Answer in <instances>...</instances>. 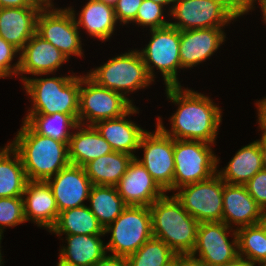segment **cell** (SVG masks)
<instances>
[{
	"instance_id": "obj_1",
	"label": "cell",
	"mask_w": 266,
	"mask_h": 266,
	"mask_svg": "<svg viewBox=\"0 0 266 266\" xmlns=\"http://www.w3.org/2000/svg\"><path fill=\"white\" fill-rule=\"evenodd\" d=\"M165 89L167 98L179 107L170 118L171 131L166 130L160 117L157 125L173 139L203 141L213 145L222 122L221 109L209 97L193 90H183L181 85Z\"/></svg>"
},
{
	"instance_id": "obj_2",
	"label": "cell",
	"mask_w": 266,
	"mask_h": 266,
	"mask_svg": "<svg viewBox=\"0 0 266 266\" xmlns=\"http://www.w3.org/2000/svg\"><path fill=\"white\" fill-rule=\"evenodd\" d=\"M10 144L20 155L28 181H46L70 164L69 142L42 136L25 121Z\"/></svg>"
},
{
	"instance_id": "obj_3",
	"label": "cell",
	"mask_w": 266,
	"mask_h": 266,
	"mask_svg": "<svg viewBox=\"0 0 266 266\" xmlns=\"http://www.w3.org/2000/svg\"><path fill=\"white\" fill-rule=\"evenodd\" d=\"M149 207L153 237L165 242L177 255H191L199 222L174 195L165 194Z\"/></svg>"
},
{
	"instance_id": "obj_4",
	"label": "cell",
	"mask_w": 266,
	"mask_h": 266,
	"mask_svg": "<svg viewBox=\"0 0 266 266\" xmlns=\"http://www.w3.org/2000/svg\"><path fill=\"white\" fill-rule=\"evenodd\" d=\"M21 78L33 102L28 114L78 115L80 76Z\"/></svg>"
},
{
	"instance_id": "obj_5",
	"label": "cell",
	"mask_w": 266,
	"mask_h": 266,
	"mask_svg": "<svg viewBox=\"0 0 266 266\" xmlns=\"http://www.w3.org/2000/svg\"><path fill=\"white\" fill-rule=\"evenodd\" d=\"M104 233H112L107 251L127 258L153 237L150 207L127 206Z\"/></svg>"
},
{
	"instance_id": "obj_6",
	"label": "cell",
	"mask_w": 266,
	"mask_h": 266,
	"mask_svg": "<svg viewBox=\"0 0 266 266\" xmlns=\"http://www.w3.org/2000/svg\"><path fill=\"white\" fill-rule=\"evenodd\" d=\"M88 76L99 86L120 93L124 97L126 93L146 88L154 81L147 72L139 50H131L109 59L89 72Z\"/></svg>"
},
{
	"instance_id": "obj_7",
	"label": "cell",
	"mask_w": 266,
	"mask_h": 266,
	"mask_svg": "<svg viewBox=\"0 0 266 266\" xmlns=\"http://www.w3.org/2000/svg\"><path fill=\"white\" fill-rule=\"evenodd\" d=\"M218 162L210 143L174 139L173 190L211 178Z\"/></svg>"
},
{
	"instance_id": "obj_8",
	"label": "cell",
	"mask_w": 266,
	"mask_h": 266,
	"mask_svg": "<svg viewBox=\"0 0 266 266\" xmlns=\"http://www.w3.org/2000/svg\"><path fill=\"white\" fill-rule=\"evenodd\" d=\"M149 30L152 37L148 45L139 52L149 76L154 80L155 67L160 70L166 87L180 86L177 78V69L181 68L180 30L171 25Z\"/></svg>"
},
{
	"instance_id": "obj_9",
	"label": "cell",
	"mask_w": 266,
	"mask_h": 266,
	"mask_svg": "<svg viewBox=\"0 0 266 266\" xmlns=\"http://www.w3.org/2000/svg\"><path fill=\"white\" fill-rule=\"evenodd\" d=\"M133 106L124 95L99 86L88 75L80 76L78 124L84 125L86 119L88 124L85 125H94L101 120L118 118Z\"/></svg>"
},
{
	"instance_id": "obj_10",
	"label": "cell",
	"mask_w": 266,
	"mask_h": 266,
	"mask_svg": "<svg viewBox=\"0 0 266 266\" xmlns=\"http://www.w3.org/2000/svg\"><path fill=\"white\" fill-rule=\"evenodd\" d=\"M170 14L179 22L169 25L180 31L224 27L240 15L224 0H174Z\"/></svg>"
},
{
	"instance_id": "obj_11",
	"label": "cell",
	"mask_w": 266,
	"mask_h": 266,
	"mask_svg": "<svg viewBox=\"0 0 266 266\" xmlns=\"http://www.w3.org/2000/svg\"><path fill=\"white\" fill-rule=\"evenodd\" d=\"M223 189L224 181L216 173L207 180L178 188L174 196L199 223L222 222Z\"/></svg>"
},
{
	"instance_id": "obj_12",
	"label": "cell",
	"mask_w": 266,
	"mask_h": 266,
	"mask_svg": "<svg viewBox=\"0 0 266 266\" xmlns=\"http://www.w3.org/2000/svg\"><path fill=\"white\" fill-rule=\"evenodd\" d=\"M138 148H143L144 156L137 160L165 192L173 190L174 139L156 124L155 133H143Z\"/></svg>"
},
{
	"instance_id": "obj_13",
	"label": "cell",
	"mask_w": 266,
	"mask_h": 266,
	"mask_svg": "<svg viewBox=\"0 0 266 266\" xmlns=\"http://www.w3.org/2000/svg\"><path fill=\"white\" fill-rule=\"evenodd\" d=\"M78 30L75 17L68 8L41 9L38 14L36 33L53 44L68 59L72 54H83Z\"/></svg>"
},
{
	"instance_id": "obj_14",
	"label": "cell",
	"mask_w": 266,
	"mask_h": 266,
	"mask_svg": "<svg viewBox=\"0 0 266 266\" xmlns=\"http://www.w3.org/2000/svg\"><path fill=\"white\" fill-rule=\"evenodd\" d=\"M230 227L224 222L199 223L196 243L191 256L203 262L206 266H221L235 259L238 253L236 230L231 235L234 239L228 240ZM196 253L198 257H196Z\"/></svg>"
},
{
	"instance_id": "obj_15",
	"label": "cell",
	"mask_w": 266,
	"mask_h": 266,
	"mask_svg": "<svg viewBox=\"0 0 266 266\" xmlns=\"http://www.w3.org/2000/svg\"><path fill=\"white\" fill-rule=\"evenodd\" d=\"M46 181L52 189L59 213L84 206L83 201L89 198L93 186L84 167L74 164L67 165Z\"/></svg>"
},
{
	"instance_id": "obj_16",
	"label": "cell",
	"mask_w": 266,
	"mask_h": 266,
	"mask_svg": "<svg viewBox=\"0 0 266 266\" xmlns=\"http://www.w3.org/2000/svg\"><path fill=\"white\" fill-rule=\"evenodd\" d=\"M115 187L127 206L149 207L165 195V191L137 160V156L132 159L127 171Z\"/></svg>"
},
{
	"instance_id": "obj_17",
	"label": "cell",
	"mask_w": 266,
	"mask_h": 266,
	"mask_svg": "<svg viewBox=\"0 0 266 266\" xmlns=\"http://www.w3.org/2000/svg\"><path fill=\"white\" fill-rule=\"evenodd\" d=\"M221 27L180 31L181 69L192 68L209 59L225 41Z\"/></svg>"
},
{
	"instance_id": "obj_18",
	"label": "cell",
	"mask_w": 266,
	"mask_h": 266,
	"mask_svg": "<svg viewBox=\"0 0 266 266\" xmlns=\"http://www.w3.org/2000/svg\"><path fill=\"white\" fill-rule=\"evenodd\" d=\"M19 74L47 75L54 73L60 66L68 61L53 44L44 40L35 33L19 53Z\"/></svg>"
},
{
	"instance_id": "obj_19",
	"label": "cell",
	"mask_w": 266,
	"mask_h": 266,
	"mask_svg": "<svg viewBox=\"0 0 266 266\" xmlns=\"http://www.w3.org/2000/svg\"><path fill=\"white\" fill-rule=\"evenodd\" d=\"M262 211L245 185L224 182L222 222L231 228L230 231L233 230L231 223L239 228L258 224Z\"/></svg>"
},
{
	"instance_id": "obj_20",
	"label": "cell",
	"mask_w": 266,
	"mask_h": 266,
	"mask_svg": "<svg viewBox=\"0 0 266 266\" xmlns=\"http://www.w3.org/2000/svg\"><path fill=\"white\" fill-rule=\"evenodd\" d=\"M23 200L26 222L32 220L50 231L57 221L59 210L47 181H28Z\"/></svg>"
},
{
	"instance_id": "obj_21",
	"label": "cell",
	"mask_w": 266,
	"mask_h": 266,
	"mask_svg": "<svg viewBox=\"0 0 266 266\" xmlns=\"http://www.w3.org/2000/svg\"><path fill=\"white\" fill-rule=\"evenodd\" d=\"M40 7L0 8V37L19 51L36 33Z\"/></svg>"
},
{
	"instance_id": "obj_22",
	"label": "cell",
	"mask_w": 266,
	"mask_h": 266,
	"mask_svg": "<svg viewBox=\"0 0 266 266\" xmlns=\"http://www.w3.org/2000/svg\"><path fill=\"white\" fill-rule=\"evenodd\" d=\"M138 109L133 106L127 113L118 118L106 119L96 122L93 126L99 134L111 145L116 152L130 154L139 149V142L146 131L136 123L126 119L129 115L137 113Z\"/></svg>"
},
{
	"instance_id": "obj_23",
	"label": "cell",
	"mask_w": 266,
	"mask_h": 266,
	"mask_svg": "<svg viewBox=\"0 0 266 266\" xmlns=\"http://www.w3.org/2000/svg\"><path fill=\"white\" fill-rule=\"evenodd\" d=\"M78 124L68 144L70 164L83 167L91 160L112 153L111 145L99 134L93 125L85 128Z\"/></svg>"
},
{
	"instance_id": "obj_24",
	"label": "cell",
	"mask_w": 266,
	"mask_h": 266,
	"mask_svg": "<svg viewBox=\"0 0 266 266\" xmlns=\"http://www.w3.org/2000/svg\"><path fill=\"white\" fill-rule=\"evenodd\" d=\"M102 235H66L67 246L61 248L59 263L68 266H94L107 254Z\"/></svg>"
},
{
	"instance_id": "obj_25",
	"label": "cell",
	"mask_w": 266,
	"mask_h": 266,
	"mask_svg": "<svg viewBox=\"0 0 266 266\" xmlns=\"http://www.w3.org/2000/svg\"><path fill=\"white\" fill-rule=\"evenodd\" d=\"M68 9L75 17L77 27H83L90 36L105 41L112 36L116 25L114 6L106 4L100 0H89L82 8L78 21L75 11Z\"/></svg>"
},
{
	"instance_id": "obj_26",
	"label": "cell",
	"mask_w": 266,
	"mask_h": 266,
	"mask_svg": "<svg viewBox=\"0 0 266 266\" xmlns=\"http://www.w3.org/2000/svg\"><path fill=\"white\" fill-rule=\"evenodd\" d=\"M262 169L260 146L257 141H253L238 150L225 169L217 170V174L225 183L245 185Z\"/></svg>"
},
{
	"instance_id": "obj_27",
	"label": "cell",
	"mask_w": 266,
	"mask_h": 266,
	"mask_svg": "<svg viewBox=\"0 0 266 266\" xmlns=\"http://www.w3.org/2000/svg\"><path fill=\"white\" fill-rule=\"evenodd\" d=\"M133 158L130 154L113 151L83 167L93 185L116 186Z\"/></svg>"
},
{
	"instance_id": "obj_28",
	"label": "cell",
	"mask_w": 266,
	"mask_h": 266,
	"mask_svg": "<svg viewBox=\"0 0 266 266\" xmlns=\"http://www.w3.org/2000/svg\"><path fill=\"white\" fill-rule=\"evenodd\" d=\"M11 156L14 158L11 159ZM27 182L26 172L18 152L11 144L2 148L0 150V198L23 196Z\"/></svg>"
},
{
	"instance_id": "obj_29",
	"label": "cell",
	"mask_w": 266,
	"mask_h": 266,
	"mask_svg": "<svg viewBox=\"0 0 266 266\" xmlns=\"http://www.w3.org/2000/svg\"><path fill=\"white\" fill-rule=\"evenodd\" d=\"M49 232L65 235H105L103 226L86 205L59 213L55 225Z\"/></svg>"
},
{
	"instance_id": "obj_30",
	"label": "cell",
	"mask_w": 266,
	"mask_h": 266,
	"mask_svg": "<svg viewBox=\"0 0 266 266\" xmlns=\"http://www.w3.org/2000/svg\"><path fill=\"white\" fill-rule=\"evenodd\" d=\"M88 200L89 209L104 229L127 207L115 186L93 185Z\"/></svg>"
},
{
	"instance_id": "obj_31",
	"label": "cell",
	"mask_w": 266,
	"mask_h": 266,
	"mask_svg": "<svg viewBox=\"0 0 266 266\" xmlns=\"http://www.w3.org/2000/svg\"><path fill=\"white\" fill-rule=\"evenodd\" d=\"M24 121L38 134L50 137L61 142H69L72 132L78 125V115L62 113L28 114Z\"/></svg>"
},
{
	"instance_id": "obj_32",
	"label": "cell",
	"mask_w": 266,
	"mask_h": 266,
	"mask_svg": "<svg viewBox=\"0 0 266 266\" xmlns=\"http://www.w3.org/2000/svg\"><path fill=\"white\" fill-rule=\"evenodd\" d=\"M176 257L165 242L152 237L126 259L128 266H171Z\"/></svg>"
},
{
	"instance_id": "obj_33",
	"label": "cell",
	"mask_w": 266,
	"mask_h": 266,
	"mask_svg": "<svg viewBox=\"0 0 266 266\" xmlns=\"http://www.w3.org/2000/svg\"><path fill=\"white\" fill-rule=\"evenodd\" d=\"M235 230L240 256L251 263L266 260V234L259 223Z\"/></svg>"
},
{
	"instance_id": "obj_34",
	"label": "cell",
	"mask_w": 266,
	"mask_h": 266,
	"mask_svg": "<svg viewBox=\"0 0 266 266\" xmlns=\"http://www.w3.org/2000/svg\"><path fill=\"white\" fill-rule=\"evenodd\" d=\"M26 222L23 196L0 198V232Z\"/></svg>"
},
{
	"instance_id": "obj_35",
	"label": "cell",
	"mask_w": 266,
	"mask_h": 266,
	"mask_svg": "<svg viewBox=\"0 0 266 266\" xmlns=\"http://www.w3.org/2000/svg\"><path fill=\"white\" fill-rule=\"evenodd\" d=\"M163 8V5L151 0H143L133 22L140 26H149L150 29L166 27L169 25V22L163 19Z\"/></svg>"
},
{
	"instance_id": "obj_36",
	"label": "cell",
	"mask_w": 266,
	"mask_h": 266,
	"mask_svg": "<svg viewBox=\"0 0 266 266\" xmlns=\"http://www.w3.org/2000/svg\"><path fill=\"white\" fill-rule=\"evenodd\" d=\"M20 51L0 37V78L18 75L20 59L11 65V61Z\"/></svg>"
},
{
	"instance_id": "obj_37",
	"label": "cell",
	"mask_w": 266,
	"mask_h": 266,
	"mask_svg": "<svg viewBox=\"0 0 266 266\" xmlns=\"http://www.w3.org/2000/svg\"><path fill=\"white\" fill-rule=\"evenodd\" d=\"M245 186L259 207L266 210V170L256 173Z\"/></svg>"
},
{
	"instance_id": "obj_38",
	"label": "cell",
	"mask_w": 266,
	"mask_h": 266,
	"mask_svg": "<svg viewBox=\"0 0 266 266\" xmlns=\"http://www.w3.org/2000/svg\"><path fill=\"white\" fill-rule=\"evenodd\" d=\"M143 0H118L114 5V12L117 21L121 24L134 21L137 16V11Z\"/></svg>"
},
{
	"instance_id": "obj_39",
	"label": "cell",
	"mask_w": 266,
	"mask_h": 266,
	"mask_svg": "<svg viewBox=\"0 0 266 266\" xmlns=\"http://www.w3.org/2000/svg\"><path fill=\"white\" fill-rule=\"evenodd\" d=\"M94 266H128L127 259L117 255H105Z\"/></svg>"
},
{
	"instance_id": "obj_40",
	"label": "cell",
	"mask_w": 266,
	"mask_h": 266,
	"mask_svg": "<svg viewBox=\"0 0 266 266\" xmlns=\"http://www.w3.org/2000/svg\"><path fill=\"white\" fill-rule=\"evenodd\" d=\"M258 122L262 135L266 136V97L258 102Z\"/></svg>"
},
{
	"instance_id": "obj_41",
	"label": "cell",
	"mask_w": 266,
	"mask_h": 266,
	"mask_svg": "<svg viewBox=\"0 0 266 266\" xmlns=\"http://www.w3.org/2000/svg\"><path fill=\"white\" fill-rule=\"evenodd\" d=\"M175 266H206L200 260L191 255H177L175 258Z\"/></svg>"
},
{
	"instance_id": "obj_42",
	"label": "cell",
	"mask_w": 266,
	"mask_h": 266,
	"mask_svg": "<svg viewBox=\"0 0 266 266\" xmlns=\"http://www.w3.org/2000/svg\"><path fill=\"white\" fill-rule=\"evenodd\" d=\"M21 8V7H38L29 0H0V8Z\"/></svg>"
},
{
	"instance_id": "obj_43",
	"label": "cell",
	"mask_w": 266,
	"mask_h": 266,
	"mask_svg": "<svg viewBox=\"0 0 266 266\" xmlns=\"http://www.w3.org/2000/svg\"><path fill=\"white\" fill-rule=\"evenodd\" d=\"M226 1L240 16L249 12V6L243 0H224Z\"/></svg>"
},
{
	"instance_id": "obj_44",
	"label": "cell",
	"mask_w": 266,
	"mask_h": 266,
	"mask_svg": "<svg viewBox=\"0 0 266 266\" xmlns=\"http://www.w3.org/2000/svg\"><path fill=\"white\" fill-rule=\"evenodd\" d=\"M221 266H252V263L249 262L246 258L238 255L232 261H229L226 264L221 265Z\"/></svg>"
},
{
	"instance_id": "obj_45",
	"label": "cell",
	"mask_w": 266,
	"mask_h": 266,
	"mask_svg": "<svg viewBox=\"0 0 266 266\" xmlns=\"http://www.w3.org/2000/svg\"><path fill=\"white\" fill-rule=\"evenodd\" d=\"M260 146L263 169L266 170V136L262 135L260 140H256Z\"/></svg>"
},
{
	"instance_id": "obj_46",
	"label": "cell",
	"mask_w": 266,
	"mask_h": 266,
	"mask_svg": "<svg viewBox=\"0 0 266 266\" xmlns=\"http://www.w3.org/2000/svg\"><path fill=\"white\" fill-rule=\"evenodd\" d=\"M32 4L40 7L41 9H53L52 0H29Z\"/></svg>"
},
{
	"instance_id": "obj_47",
	"label": "cell",
	"mask_w": 266,
	"mask_h": 266,
	"mask_svg": "<svg viewBox=\"0 0 266 266\" xmlns=\"http://www.w3.org/2000/svg\"><path fill=\"white\" fill-rule=\"evenodd\" d=\"M259 224L262 226V228L266 234V210L262 211V215H261Z\"/></svg>"
},
{
	"instance_id": "obj_48",
	"label": "cell",
	"mask_w": 266,
	"mask_h": 266,
	"mask_svg": "<svg viewBox=\"0 0 266 266\" xmlns=\"http://www.w3.org/2000/svg\"><path fill=\"white\" fill-rule=\"evenodd\" d=\"M260 3L261 9H262V14H263V20L266 23V0H258Z\"/></svg>"
},
{
	"instance_id": "obj_49",
	"label": "cell",
	"mask_w": 266,
	"mask_h": 266,
	"mask_svg": "<svg viewBox=\"0 0 266 266\" xmlns=\"http://www.w3.org/2000/svg\"><path fill=\"white\" fill-rule=\"evenodd\" d=\"M151 1H153V2H155V3H158V4H160V5H168V4H171V3H174V0H151Z\"/></svg>"
},
{
	"instance_id": "obj_50",
	"label": "cell",
	"mask_w": 266,
	"mask_h": 266,
	"mask_svg": "<svg viewBox=\"0 0 266 266\" xmlns=\"http://www.w3.org/2000/svg\"><path fill=\"white\" fill-rule=\"evenodd\" d=\"M250 8H249V11L252 9L253 10V6H254V4L253 3H255V1L256 0H243Z\"/></svg>"
},
{
	"instance_id": "obj_51",
	"label": "cell",
	"mask_w": 266,
	"mask_h": 266,
	"mask_svg": "<svg viewBox=\"0 0 266 266\" xmlns=\"http://www.w3.org/2000/svg\"><path fill=\"white\" fill-rule=\"evenodd\" d=\"M100 1H102V2H104L106 4L114 6L117 3L118 0H100Z\"/></svg>"
},
{
	"instance_id": "obj_52",
	"label": "cell",
	"mask_w": 266,
	"mask_h": 266,
	"mask_svg": "<svg viewBox=\"0 0 266 266\" xmlns=\"http://www.w3.org/2000/svg\"><path fill=\"white\" fill-rule=\"evenodd\" d=\"M256 264H259V266H266V260L254 262L252 263V266H255Z\"/></svg>"
},
{
	"instance_id": "obj_53",
	"label": "cell",
	"mask_w": 266,
	"mask_h": 266,
	"mask_svg": "<svg viewBox=\"0 0 266 266\" xmlns=\"http://www.w3.org/2000/svg\"><path fill=\"white\" fill-rule=\"evenodd\" d=\"M2 234L3 233L0 232V245H1ZM0 248H1V246H0ZM1 264H3V262H2V254H1V250H0V266H2Z\"/></svg>"
},
{
	"instance_id": "obj_54",
	"label": "cell",
	"mask_w": 266,
	"mask_h": 266,
	"mask_svg": "<svg viewBox=\"0 0 266 266\" xmlns=\"http://www.w3.org/2000/svg\"><path fill=\"white\" fill-rule=\"evenodd\" d=\"M58 265L57 266H68V265H65V264H61V263H57Z\"/></svg>"
}]
</instances>
